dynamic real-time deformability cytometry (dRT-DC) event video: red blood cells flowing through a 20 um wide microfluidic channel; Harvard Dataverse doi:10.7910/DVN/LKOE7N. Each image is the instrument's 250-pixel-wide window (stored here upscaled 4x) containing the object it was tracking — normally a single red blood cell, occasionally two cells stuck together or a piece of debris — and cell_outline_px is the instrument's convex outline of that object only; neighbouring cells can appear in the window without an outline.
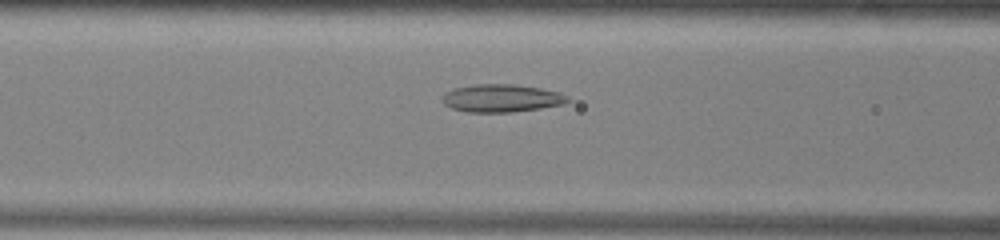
{"species": "common noctule bat (a hibernating species)", "species_latin": "Nyctalus noctula", "temperature_condition": "warm", "stored_images_in_passage": 41, "camera_frame_rate_fps": 3000, "um_per_image_px": 0.085, "animal": {"sex": "male", "body_mass_g": 13.0, "forearm_length_mm": 53.1}, "frame": {"image": 1, "passage_image": 20, "time_ms": 6.333, "image_size_px": [1000, 240], "cell_outline_px": [[568, 100], [564, 104], [540, 108], [512, 112], [468, 112], [452, 108], [444, 104], [440, 100], [448, 92], [456, 88], [476, 84], [512, 84], [540, 88], [560, 92], [568, 96]], "centroid_in_image_um": [42.64, 8.35], "position_along_channel_um": 124.0, "area_um2": 20.11}}
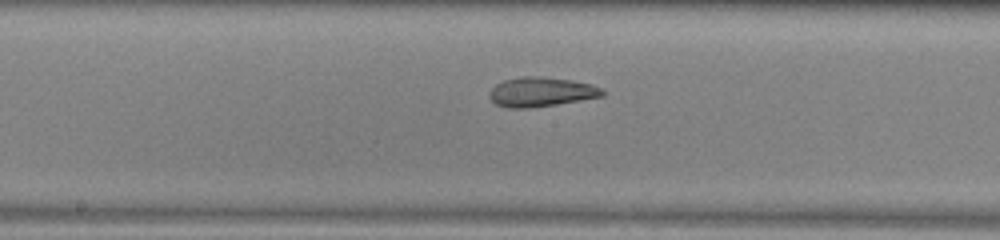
{"frame": {"image": 2, "passage_image": 26, "time_ms": 8.333, "image_size_px": [1000, 240], "cell_outline_px": [[604, 96], [556, 104], [528, 108], [508, 108], [496, 104], [488, 96], [488, 92], [496, 84], [504, 80], [524, 76], [540, 76], [572, 80], [592, 84], [604, 88]], "centroid_in_image_um": [46.0, 7.81], "position_along_channel_um": 202.2, "area_um2": 19.48}}
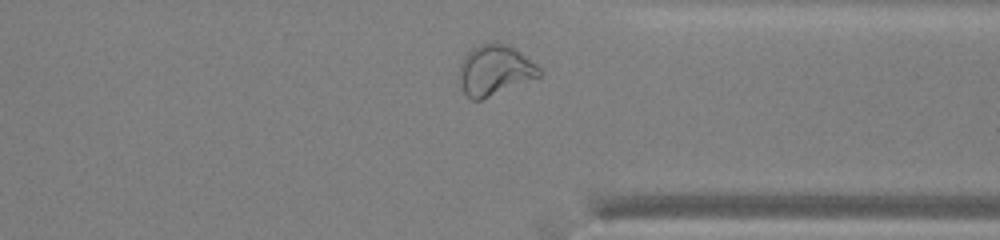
{"frame": {"image": 3, "passage_image": 39, "time_ms": 12.667, "image_size_px": [1000, 240], "cell_outline_px": [[544, 72], [540, 76], [480, 100], [472, 100], [464, 92], [456, 80], [460, 64], [464, 56], [472, 48], [480, 44], [492, 40], [508, 44], [516, 48], [536, 64]], "centroid_in_image_um": [42.02, 5.93], "position_along_channel_um": 369.4, "area_um2": 23.93}, "authors_computed_cell_mechanics": {"area_um2": 21.5016, "velocity_mm_per_s": 3.9174, "shape_relaxation_time_tau1_ms": null, "shape_relaxation_time_tau2_ms": 2.7515, "deformation_change_tau1": null, "deformation_change_tau2": 0.0954}}